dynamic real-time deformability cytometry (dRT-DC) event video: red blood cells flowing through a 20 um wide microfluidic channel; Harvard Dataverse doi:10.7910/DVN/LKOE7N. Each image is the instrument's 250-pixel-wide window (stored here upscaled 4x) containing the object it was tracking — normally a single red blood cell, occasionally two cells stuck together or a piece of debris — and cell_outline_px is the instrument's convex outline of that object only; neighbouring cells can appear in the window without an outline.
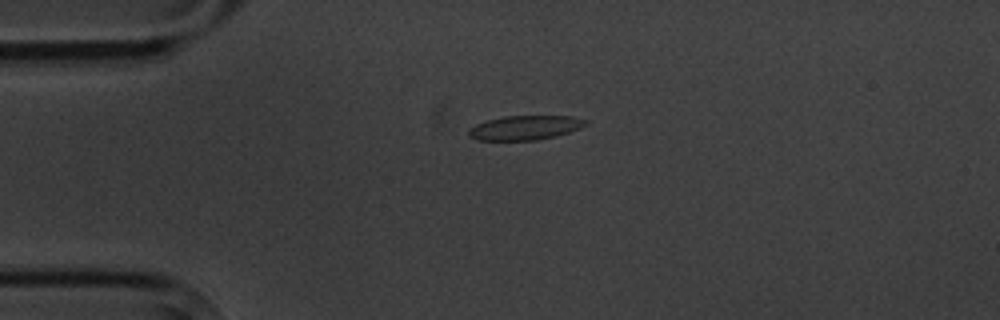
{"species": "common noctule bat (a hibernating species)", "species_latin": "Nyctalus noctula", "temperature_condition": "cold", "stored_images_in_passage": 3, "camera_frame_rate_fps": 3000, "um_per_image_px": 0.085, "animal": {"sex": "male", "body_mass_g": 20.1, "forearm_length_mm": 53.5}, "frame": {"image": 1, "passage_image": 1, "time_ms": 0.0, "image_size_px": [1000, 320], "cell_outline_px": [[588, 124], [580, 128], [556, 136], [536, 140], [476, 140], [468, 136], [468, 128], [476, 124], [488, 120], [504, 116], [572, 116], [588, 120]], "centroid_in_image_um": [44.62, 10.85], "position_along_channel_um": 40.4, "area_um2": 16.65}}
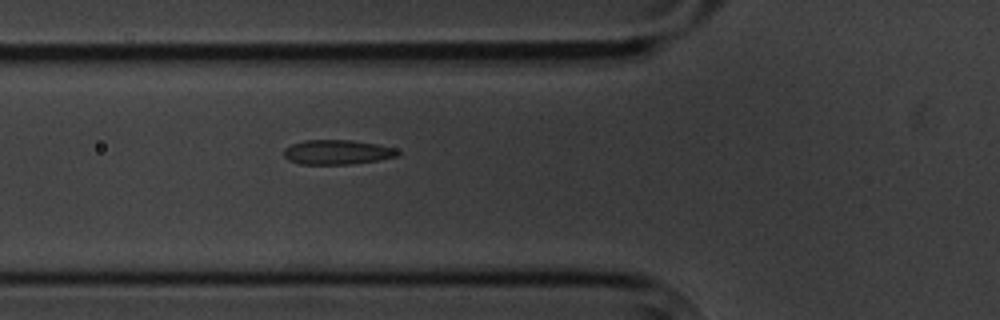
{"frame": {"image": 2, "passage_image": 3, "time_ms": 2.333, "image_size_px": [1000, 320], "cell_outline_px": [[400, 156], [380, 160], [352, 164], [300, 164], [288, 160], [284, 156], [284, 148], [292, 144], [304, 140], [352, 140], [376, 144], [396, 148], [400, 152]], "centroid_in_image_um": [28.69, 12.94], "position_along_channel_um": 97.1, "area_um2": 16.47}}